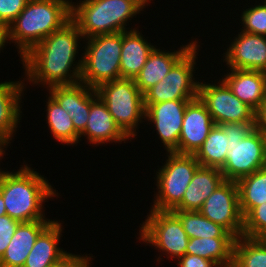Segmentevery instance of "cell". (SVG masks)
I'll list each match as a JSON object with an SVG mask.
<instances>
[{"label":"cell","mask_w":266,"mask_h":267,"mask_svg":"<svg viewBox=\"0 0 266 267\" xmlns=\"http://www.w3.org/2000/svg\"><path fill=\"white\" fill-rule=\"evenodd\" d=\"M82 39L84 40L83 35L72 19L59 30L52 32L21 58L22 68L27 76L24 82L35 86L41 84L47 89L79 83L82 54L78 62L76 58Z\"/></svg>","instance_id":"6da1fadb"},{"label":"cell","mask_w":266,"mask_h":267,"mask_svg":"<svg viewBox=\"0 0 266 267\" xmlns=\"http://www.w3.org/2000/svg\"><path fill=\"white\" fill-rule=\"evenodd\" d=\"M22 164L16 172L7 171L1 181L0 194L4 200L6 214L20 222L50 220L45 217L43 203L55 196L58 198L59 194L44 175L28 164Z\"/></svg>","instance_id":"7a4b0ae2"},{"label":"cell","mask_w":266,"mask_h":267,"mask_svg":"<svg viewBox=\"0 0 266 267\" xmlns=\"http://www.w3.org/2000/svg\"><path fill=\"white\" fill-rule=\"evenodd\" d=\"M71 16L72 4L67 0H29L5 29L6 43H15L22 58L44 38L69 22Z\"/></svg>","instance_id":"3957f363"},{"label":"cell","mask_w":266,"mask_h":267,"mask_svg":"<svg viewBox=\"0 0 266 267\" xmlns=\"http://www.w3.org/2000/svg\"><path fill=\"white\" fill-rule=\"evenodd\" d=\"M228 136L227 158L220 169L224 179L237 182L266 167V137L255 128V122L220 125Z\"/></svg>","instance_id":"277c9868"},{"label":"cell","mask_w":266,"mask_h":267,"mask_svg":"<svg viewBox=\"0 0 266 267\" xmlns=\"http://www.w3.org/2000/svg\"><path fill=\"white\" fill-rule=\"evenodd\" d=\"M80 1V2H79ZM72 3L71 19L84 39L131 30L126 28L142 11L128 0H79Z\"/></svg>","instance_id":"5b68a950"},{"label":"cell","mask_w":266,"mask_h":267,"mask_svg":"<svg viewBox=\"0 0 266 267\" xmlns=\"http://www.w3.org/2000/svg\"><path fill=\"white\" fill-rule=\"evenodd\" d=\"M85 40L80 82L96 89L120 79L122 32L98 35L82 42Z\"/></svg>","instance_id":"8992f818"},{"label":"cell","mask_w":266,"mask_h":267,"mask_svg":"<svg viewBox=\"0 0 266 267\" xmlns=\"http://www.w3.org/2000/svg\"><path fill=\"white\" fill-rule=\"evenodd\" d=\"M97 96L107 106L116 124L130 138L145 118L144 97L134 79L120 78L106 82L96 89Z\"/></svg>","instance_id":"52a82bcc"},{"label":"cell","mask_w":266,"mask_h":267,"mask_svg":"<svg viewBox=\"0 0 266 267\" xmlns=\"http://www.w3.org/2000/svg\"><path fill=\"white\" fill-rule=\"evenodd\" d=\"M166 162L156 171V194L150 209L172 211L181 201L200 166L194 155L167 152Z\"/></svg>","instance_id":"ba28073f"},{"label":"cell","mask_w":266,"mask_h":267,"mask_svg":"<svg viewBox=\"0 0 266 267\" xmlns=\"http://www.w3.org/2000/svg\"><path fill=\"white\" fill-rule=\"evenodd\" d=\"M139 230V241L155 247L166 258L177 260L186 254L189 237L172 211L150 209ZM165 253V254H164ZM168 256V257H167Z\"/></svg>","instance_id":"9c48e42d"},{"label":"cell","mask_w":266,"mask_h":267,"mask_svg":"<svg viewBox=\"0 0 266 267\" xmlns=\"http://www.w3.org/2000/svg\"><path fill=\"white\" fill-rule=\"evenodd\" d=\"M197 42L174 64L159 83L144 94V103H160L171 100H194L198 98L199 80H195L194 68L198 60Z\"/></svg>","instance_id":"30bf717a"},{"label":"cell","mask_w":266,"mask_h":267,"mask_svg":"<svg viewBox=\"0 0 266 267\" xmlns=\"http://www.w3.org/2000/svg\"><path fill=\"white\" fill-rule=\"evenodd\" d=\"M199 82L198 98L206 106L215 125L255 122V111L235 96L220 79L217 83Z\"/></svg>","instance_id":"8fae6325"},{"label":"cell","mask_w":266,"mask_h":267,"mask_svg":"<svg viewBox=\"0 0 266 267\" xmlns=\"http://www.w3.org/2000/svg\"><path fill=\"white\" fill-rule=\"evenodd\" d=\"M199 212L221 225L235 238L242 236L243 215L240 210L237 182L225 180L204 201Z\"/></svg>","instance_id":"7c38bea8"},{"label":"cell","mask_w":266,"mask_h":267,"mask_svg":"<svg viewBox=\"0 0 266 267\" xmlns=\"http://www.w3.org/2000/svg\"><path fill=\"white\" fill-rule=\"evenodd\" d=\"M191 100H171L160 103H144V120L153 123L156 134L164 144L166 152L178 147L181 127L187 104Z\"/></svg>","instance_id":"4fadbf2b"},{"label":"cell","mask_w":266,"mask_h":267,"mask_svg":"<svg viewBox=\"0 0 266 267\" xmlns=\"http://www.w3.org/2000/svg\"><path fill=\"white\" fill-rule=\"evenodd\" d=\"M237 35L221 59L227 68L266 72V36L244 31Z\"/></svg>","instance_id":"5bb4252c"},{"label":"cell","mask_w":266,"mask_h":267,"mask_svg":"<svg viewBox=\"0 0 266 267\" xmlns=\"http://www.w3.org/2000/svg\"><path fill=\"white\" fill-rule=\"evenodd\" d=\"M215 123L206 106L199 98L191 100L184 113L178 147V154L194 155L202 146Z\"/></svg>","instance_id":"9a60e30c"},{"label":"cell","mask_w":266,"mask_h":267,"mask_svg":"<svg viewBox=\"0 0 266 267\" xmlns=\"http://www.w3.org/2000/svg\"><path fill=\"white\" fill-rule=\"evenodd\" d=\"M86 137L92 145L105 143H124L130 138L116 124L114 118L109 113L107 106L97 96L96 90L90 92V113L85 130L80 134V138Z\"/></svg>","instance_id":"2e32d148"},{"label":"cell","mask_w":266,"mask_h":267,"mask_svg":"<svg viewBox=\"0 0 266 267\" xmlns=\"http://www.w3.org/2000/svg\"><path fill=\"white\" fill-rule=\"evenodd\" d=\"M62 229L60 220H54L36 239L23 267H50L67 263L75 254L58 246Z\"/></svg>","instance_id":"e0dca14e"},{"label":"cell","mask_w":266,"mask_h":267,"mask_svg":"<svg viewBox=\"0 0 266 267\" xmlns=\"http://www.w3.org/2000/svg\"><path fill=\"white\" fill-rule=\"evenodd\" d=\"M94 88L84 83L53 86L48 88L49 95L68 112L72 118L75 131L80 135L88 122L90 113V92Z\"/></svg>","instance_id":"ac0fdd59"},{"label":"cell","mask_w":266,"mask_h":267,"mask_svg":"<svg viewBox=\"0 0 266 267\" xmlns=\"http://www.w3.org/2000/svg\"><path fill=\"white\" fill-rule=\"evenodd\" d=\"M221 79L232 93L254 111L266 98V72L259 70L228 69Z\"/></svg>","instance_id":"d6986e66"},{"label":"cell","mask_w":266,"mask_h":267,"mask_svg":"<svg viewBox=\"0 0 266 267\" xmlns=\"http://www.w3.org/2000/svg\"><path fill=\"white\" fill-rule=\"evenodd\" d=\"M25 86L24 80L0 83V137L9 145L20 125Z\"/></svg>","instance_id":"ffe728a7"},{"label":"cell","mask_w":266,"mask_h":267,"mask_svg":"<svg viewBox=\"0 0 266 267\" xmlns=\"http://www.w3.org/2000/svg\"><path fill=\"white\" fill-rule=\"evenodd\" d=\"M189 41L188 44L180 46L178 50L164 51L160 47L154 49L148 55L145 65L134 79L140 92L144 94L152 86L159 83L169 73L174 64L196 43ZM174 51V52H173Z\"/></svg>","instance_id":"44dd1931"},{"label":"cell","mask_w":266,"mask_h":267,"mask_svg":"<svg viewBox=\"0 0 266 267\" xmlns=\"http://www.w3.org/2000/svg\"><path fill=\"white\" fill-rule=\"evenodd\" d=\"M53 221L21 222L0 258V267H23L36 239Z\"/></svg>","instance_id":"7402d4cb"},{"label":"cell","mask_w":266,"mask_h":267,"mask_svg":"<svg viewBox=\"0 0 266 267\" xmlns=\"http://www.w3.org/2000/svg\"><path fill=\"white\" fill-rule=\"evenodd\" d=\"M224 181L220 169L200 165L186 188L182 201L173 210L199 211L204 201Z\"/></svg>","instance_id":"603a6c76"},{"label":"cell","mask_w":266,"mask_h":267,"mask_svg":"<svg viewBox=\"0 0 266 267\" xmlns=\"http://www.w3.org/2000/svg\"><path fill=\"white\" fill-rule=\"evenodd\" d=\"M144 38L136 27L122 32L120 78L135 79L145 65L155 46Z\"/></svg>","instance_id":"cb8c5ba5"},{"label":"cell","mask_w":266,"mask_h":267,"mask_svg":"<svg viewBox=\"0 0 266 267\" xmlns=\"http://www.w3.org/2000/svg\"><path fill=\"white\" fill-rule=\"evenodd\" d=\"M235 239V237L191 238L186 248V254L214 261L220 267H232Z\"/></svg>","instance_id":"d4e9b609"},{"label":"cell","mask_w":266,"mask_h":267,"mask_svg":"<svg viewBox=\"0 0 266 267\" xmlns=\"http://www.w3.org/2000/svg\"><path fill=\"white\" fill-rule=\"evenodd\" d=\"M46 100V124L51 136L58 142L67 145H75L80 142V135L75 131L72 118L68 112L50 96Z\"/></svg>","instance_id":"484cf974"},{"label":"cell","mask_w":266,"mask_h":267,"mask_svg":"<svg viewBox=\"0 0 266 267\" xmlns=\"http://www.w3.org/2000/svg\"><path fill=\"white\" fill-rule=\"evenodd\" d=\"M227 143L226 132L220 125H214L194 156L201 166L221 169L227 158Z\"/></svg>","instance_id":"4316f807"},{"label":"cell","mask_w":266,"mask_h":267,"mask_svg":"<svg viewBox=\"0 0 266 267\" xmlns=\"http://www.w3.org/2000/svg\"><path fill=\"white\" fill-rule=\"evenodd\" d=\"M243 217L256 206L266 203V167L237 181Z\"/></svg>","instance_id":"83f0119b"},{"label":"cell","mask_w":266,"mask_h":267,"mask_svg":"<svg viewBox=\"0 0 266 267\" xmlns=\"http://www.w3.org/2000/svg\"><path fill=\"white\" fill-rule=\"evenodd\" d=\"M232 267H266V238H236Z\"/></svg>","instance_id":"f1b7e54d"},{"label":"cell","mask_w":266,"mask_h":267,"mask_svg":"<svg viewBox=\"0 0 266 267\" xmlns=\"http://www.w3.org/2000/svg\"><path fill=\"white\" fill-rule=\"evenodd\" d=\"M172 212L180 219L189 239L234 237L221 225L209 220L199 211L172 210Z\"/></svg>","instance_id":"f546056e"},{"label":"cell","mask_w":266,"mask_h":267,"mask_svg":"<svg viewBox=\"0 0 266 267\" xmlns=\"http://www.w3.org/2000/svg\"><path fill=\"white\" fill-rule=\"evenodd\" d=\"M244 10L240 15L243 25L241 31L266 36V0Z\"/></svg>","instance_id":"4dcf8cb0"},{"label":"cell","mask_w":266,"mask_h":267,"mask_svg":"<svg viewBox=\"0 0 266 267\" xmlns=\"http://www.w3.org/2000/svg\"><path fill=\"white\" fill-rule=\"evenodd\" d=\"M242 236L248 238H266V203L252 208L243 217Z\"/></svg>","instance_id":"1f68e13d"},{"label":"cell","mask_w":266,"mask_h":267,"mask_svg":"<svg viewBox=\"0 0 266 267\" xmlns=\"http://www.w3.org/2000/svg\"><path fill=\"white\" fill-rule=\"evenodd\" d=\"M29 0H0V26L5 29L11 24Z\"/></svg>","instance_id":"d6a6232c"},{"label":"cell","mask_w":266,"mask_h":267,"mask_svg":"<svg viewBox=\"0 0 266 267\" xmlns=\"http://www.w3.org/2000/svg\"><path fill=\"white\" fill-rule=\"evenodd\" d=\"M20 223V221L9 217L7 214L0 216V258L5 253Z\"/></svg>","instance_id":"836d02e7"},{"label":"cell","mask_w":266,"mask_h":267,"mask_svg":"<svg viewBox=\"0 0 266 267\" xmlns=\"http://www.w3.org/2000/svg\"><path fill=\"white\" fill-rule=\"evenodd\" d=\"M178 267H220L216 262L197 255L185 254L176 261Z\"/></svg>","instance_id":"e575fe53"},{"label":"cell","mask_w":266,"mask_h":267,"mask_svg":"<svg viewBox=\"0 0 266 267\" xmlns=\"http://www.w3.org/2000/svg\"><path fill=\"white\" fill-rule=\"evenodd\" d=\"M255 128L266 137V98L255 111Z\"/></svg>","instance_id":"d590c367"},{"label":"cell","mask_w":266,"mask_h":267,"mask_svg":"<svg viewBox=\"0 0 266 267\" xmlns=\"http://www.w3.org/2000/svg\"><path fill=\"white\" fill-rule=\"evenodd\" d=\"M93 256L75 254L63 267H90ZM91 262V263H90Z\"/></svg>","instance_id":"8d00e7d4"},{"label":"cell","mask_w":266,"mask_h":267,"mask_svg":"<svg viewBox=\"0 0 266 267\" xmlns=\"http://www.w3.org/2000/svg\"><path fill=\"white\" fill-rule=\"evenodd\" d=\"M6 43V33H5V28L0 26V53L1 51L3 52V48Z\"/></svg>","instance_id":"74e56055"},{"label":"cell","mask_w":266,"mask_h":267,"mask_svg":"<svg viewBox=\"0 0 266 267\" xmlns=\"http://www.w3.org/2000/svg\"><path fill=\"white\" fill-rule=\"evenodd\" d=\"M135 3L142 11L151 3V0H128Z\"/></svg>","instance_id":"f35d334b"},{"label":"cell","mask_w":266,"mask_h":267,"mask_svg":"<svg viewBox=\"0 0 266 267\" xmlns=\"http://www.w3.org/2000/svg\"><path fill=\"white\" fill-rule=\"evenodd\" d=\"M7 146H10V145H8V143L3 138L0 137V160L3 159Z\"/></svg>","instance_id":"ab89813d"},{"label":"cell","mask_w":266,"mask_h":267,"mask_svg":"<svg viewBox=\"0 0 266 267\" xmlns=\"http://www.w3.org/2000/svg\"><path fill=\"white\" fill-rule=\"evenodd\" d=\"M6 215V208L4 205V200L2 195L0 194V216Z\"/></svg>","instance_id":"60d3db41"},{"label":"cell","mask_w":266,"mask_h":267,"mask_svg":"<svg viewBox=\"0 0 266 267\" xmlns=\"http://www.w3.org/2000/svg\"><path fill=\"white\" fill-rule=\"evenodd\" d=\"M6 172H7L6 170H3V171H2V169H0V185H1V181H2V179H3V176H4V174H5Z\"/></svg>","instance_id":"b9f144b4"},{"label":"cell","mask_w":266,"mask_h":267,"mask_svg":"<svg viewBox=\"0 0 266 267\" xmlns=\"http://www.w3.org/2000/svg\"><path fill=\"white\" fill-rule=\"evenodd\" d=\"M66 263H59L50 267H63Z\"/></svg>","instance_id":"7bdbcfd3"}]
</instances>
